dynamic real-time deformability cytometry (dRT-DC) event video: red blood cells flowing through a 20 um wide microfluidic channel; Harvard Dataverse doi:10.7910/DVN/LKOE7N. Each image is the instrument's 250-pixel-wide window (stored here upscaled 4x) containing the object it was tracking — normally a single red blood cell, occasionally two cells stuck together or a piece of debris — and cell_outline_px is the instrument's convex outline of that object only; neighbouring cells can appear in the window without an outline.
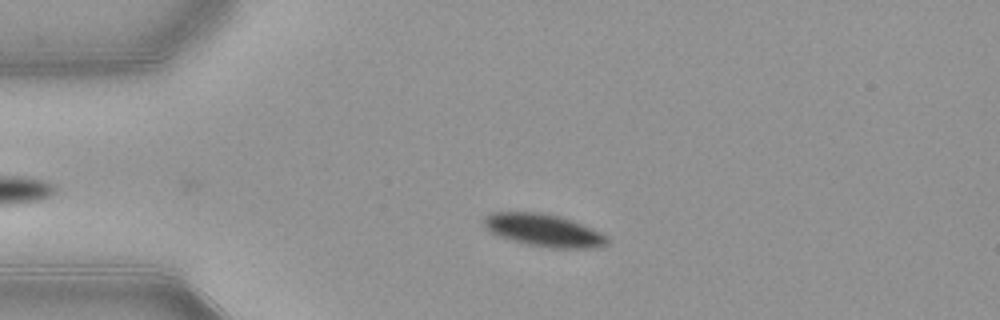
{"species": "common noctule bat (a hibernating species)", "species_latin": "Nyctalus noctula", "temperature_condition": "warm", "stored_images_in_passage": 47, "camera_frame_rate_fps": 3000, "um_per_image_px": 0.085, "animal": {"sex": "female", "body_mass_g": 21.9}, "frame": {"image": 1, "passage_image": 10, "time_ms": 3.0, "image_size_px": [1000, 320], "cell_outline_px": [[608, 244], [600, 248], [544, 248], [524, 244], [488, 232], [480, 224], [484, 216], [492, 212], [544, 212], [560, 216], [600, 232], [608, 236]], "centroid_in_image_um": [46.16, 19.58], "position_along_channel_um": 38.8, "area_um2": 23.81}}
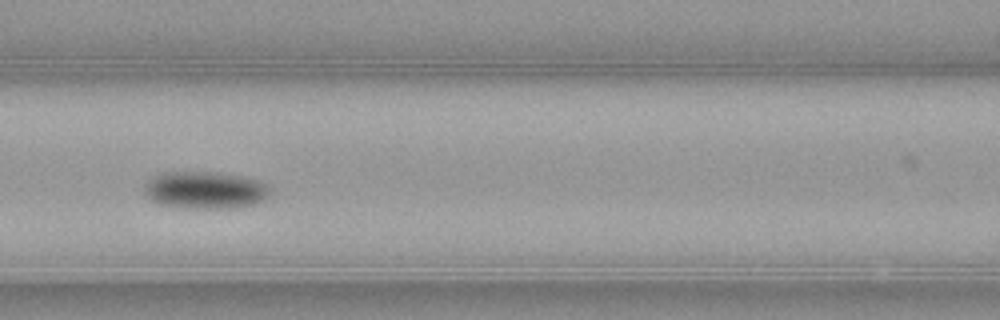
{"frame": {"image": 2, "passage_image": 21, "time_ms": 6.667, "image_size_px": [1000, 320], "cell_outline_px": [[272, 192], [264, 200], [256, 204], [232, 208], [196, 208], [160, 204], [152, 200], [144, 192], [144, 184], [152, 176], [164, 172], [216, 172], [240, 176], [256, 180], [268, 184], [272, 188]], "centroid_in_image_um": [17.47, 16.15], "position_along_channel_um": 149.1, "area_um2": 27.4}}
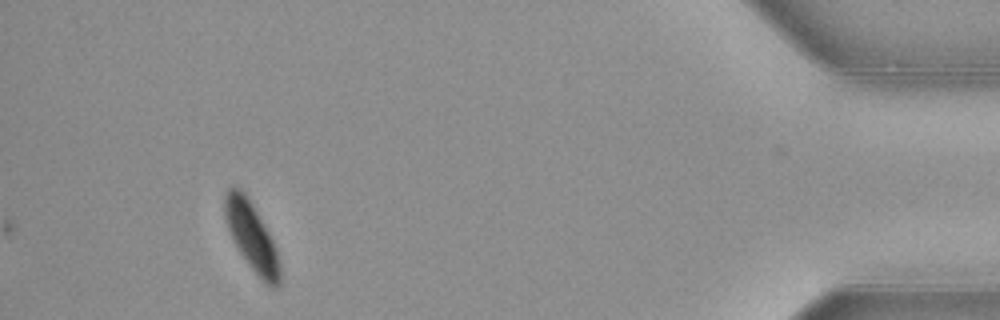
{"frame": {"image": 3, "passage_image": 47, "time_ms": 15.333, "image_size_px": [1000, 320], "cell_outline_px": [[280, 284], [272, 288], [248, 264], [232, 240], [224, 216], [224, 196], [228, 188], [240, 188], [244, 192], [268, 232], [276, 248], [280, 264]], "centroid_in_image_um": [21.37, 20.1], "position_along_channel_um": 413.8, "area_um2": 21.33}, "authors_computed_cell_mechanics": {"area_um2": 25.0852, "velocity_mm_per_s": 3.8533, "shape_relaxation_time_tau1_ms": 2.2088, "shape_relaxation_time_tau2_ms": null, "deformation_change_tau1": 0.0921, "deformation_change_tau2": null}}